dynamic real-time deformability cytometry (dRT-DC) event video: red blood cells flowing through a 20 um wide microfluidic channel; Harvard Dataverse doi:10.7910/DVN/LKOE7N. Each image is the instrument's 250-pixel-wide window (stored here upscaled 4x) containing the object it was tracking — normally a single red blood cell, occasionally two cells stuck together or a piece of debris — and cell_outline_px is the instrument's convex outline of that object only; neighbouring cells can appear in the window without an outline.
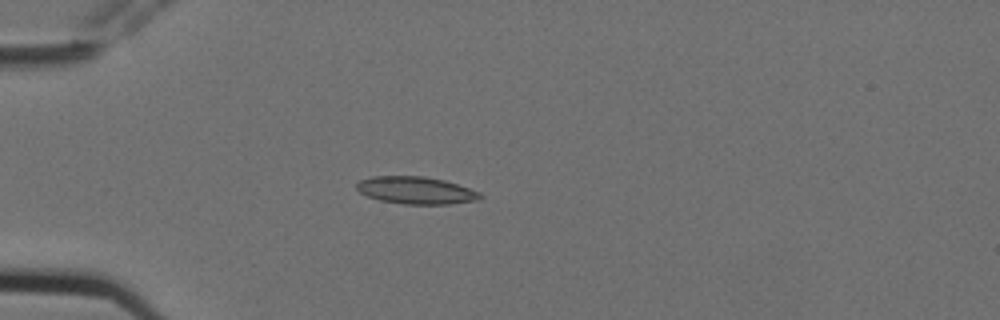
{"species": "Egyptian fruit bat (a non-hibernating species)", "species_latin": "Rousettus aegyptiacus", "temperature_condition": "cold", "stored_images_in_passage": 7, "camera_frame_rate_fps": 3000, "um_per_image_px": 0.085, "animal": {"sex": "female"}, "frame": {"image": 1, "passage_image": 4, "time_ms": 1.0, "image_size_px": [1000, 320], "cell_outline_px": [[484, 196], [480, 200], [448, 204], [404, 204], [380, 200], [368, 196], [360, 192], [356, 188], [356, 184], [360, 180], [372, 176], [424, 176], [444, 180], [480, 192]], "centroid_in_image_um": [35.37, 16.18], "position_along_channel_um": 49.6, "area_um2": 19.65}}
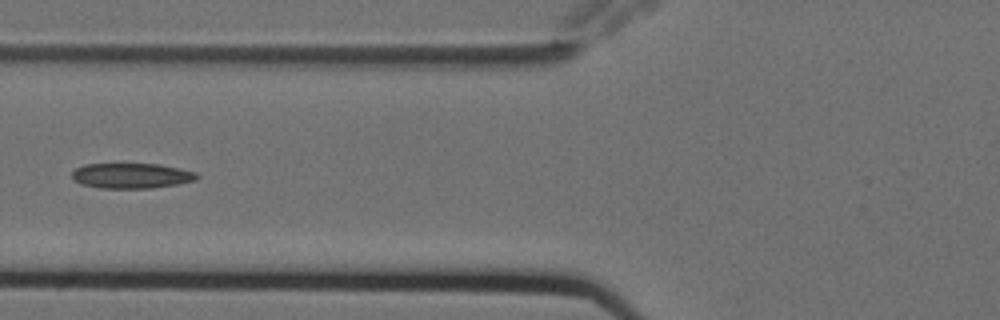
{"frame": {"image": 2, "passage_image": 6, "time_ms": 1.667, "image_size_px": [1000, 320], "cell_outline_px": [[200, 176], [196, 180], [176, 184], [152, 188], [100, 188], [80, 184], [72, 180], [72, 172], [76, 168], [84, 164], [160, 164], [180, 168], [196, 172]], "centroid_in_image_um": [11.16, 14.93], "position_along_channel_um": 114.6, "area_um2": 18.5}}
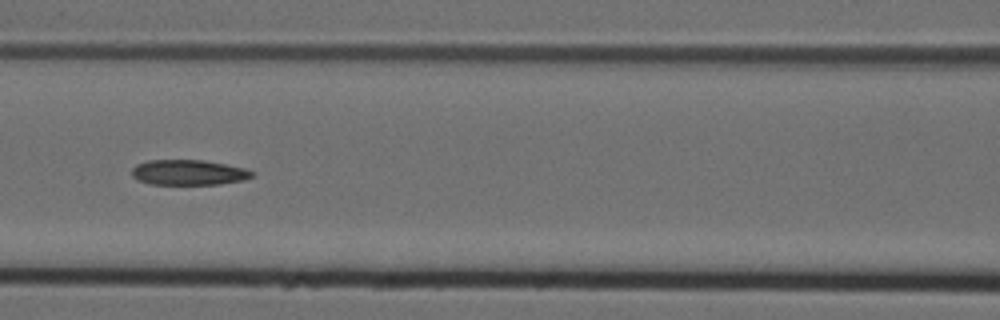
{"frame": {"image": 3, "passage_image": 7, "time_ms": 2.0, "image_size_px": [1000, 320], "cell_outline_px": [[256, 172], [252, 176], [244, 180], [220, 184], [148, 184], [136, 180], [132, 176], [132, 168], [136, 164], [148, 160], [200, 160], [224, 164], [244, 168]], "centroid_in_image_um": [15.99, 14.66], "position_along_channel_um": 150.6, "area_um2": 17.74}}